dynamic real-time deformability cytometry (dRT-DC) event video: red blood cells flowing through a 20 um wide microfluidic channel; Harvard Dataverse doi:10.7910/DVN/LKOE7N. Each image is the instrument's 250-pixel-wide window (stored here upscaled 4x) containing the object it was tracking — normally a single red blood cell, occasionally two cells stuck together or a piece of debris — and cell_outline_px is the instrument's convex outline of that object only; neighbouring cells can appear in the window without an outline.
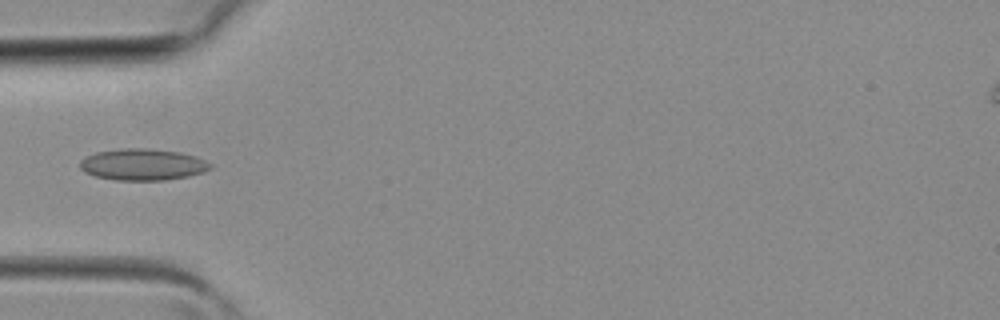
{"species": "common noctule bat (a hibernating species)", "species_latin": "Nyctalus noctula", "temperature_condition": "room temperature", "stored_images_in_passage": 37, "camera_frame_rate_fps": 3000, "um_per_image_px": 0.085, "animal": {"sex": "female", "body_mass_g": 19.3, "forearm_length_mm": 54.1}, "frame": {"image": 1, "passage_image": 10, "time_ms": 3.0, "image_size_px": [1000, 320], "cell_outline_px": [[212, 168], [204, 172], [188, 176], [164, 180], [112, 180], [96, 176], [84, 172], [80, 168], [80, 160], [96, 152], [124, 148], [148, 148], [180, 152], [196, 156], [212, 164]], "centroid_in_image_um": [12.14, 13.98], "position_along_channel_um": 72.9, "area_um2": 23.99}}
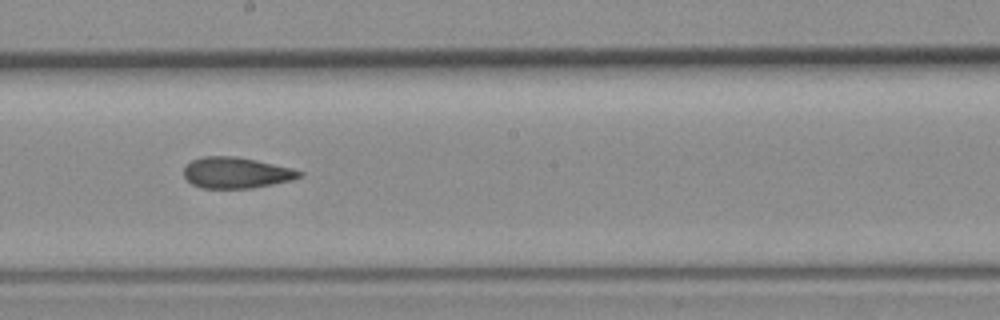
{"frame": {"image": 2, "passage_image": 19, "time_ms": 6.0, "image_size_px": [1000, 320], "cell_outline_px": [[304, 176], [292, 180], [252, 188], [200, 188], [192, 184], [184, 176], [184, 168], [192, 160], [204, 156], [236, 156], [256, 160], [292, 168], [304, 172]], "centroid_in_image_um": [20.1, 14.68], "position_along_channel_um": 228.1, "area_um2": 20.92}}
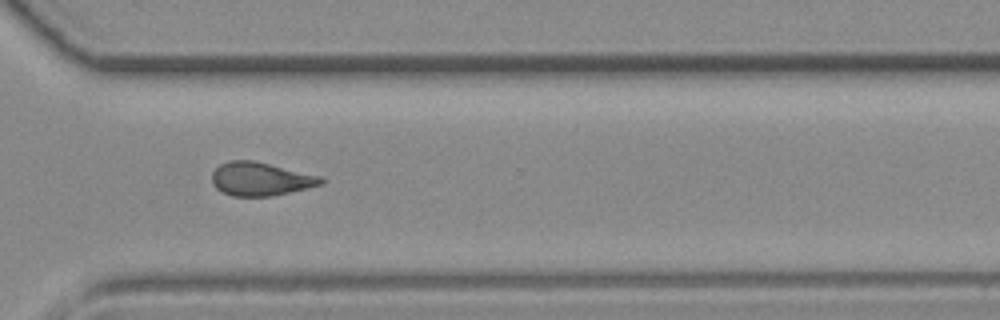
{"frame": {"image": 3, "passage_image": 26, "time_ms": 8.333, "image_size_px": [1000, 320], "cell_outline_px": [[324, 184], [308, 188], [272, 196], [232, 196], [216, 188], [212, 184], [212, 172], [220, 164], [232, 160], [252, 160], [324, 176]], "centroid_in_image_um": [22.19, 15.21], "position_along_channel_um": 348.4, "area_um2": 21.39}}